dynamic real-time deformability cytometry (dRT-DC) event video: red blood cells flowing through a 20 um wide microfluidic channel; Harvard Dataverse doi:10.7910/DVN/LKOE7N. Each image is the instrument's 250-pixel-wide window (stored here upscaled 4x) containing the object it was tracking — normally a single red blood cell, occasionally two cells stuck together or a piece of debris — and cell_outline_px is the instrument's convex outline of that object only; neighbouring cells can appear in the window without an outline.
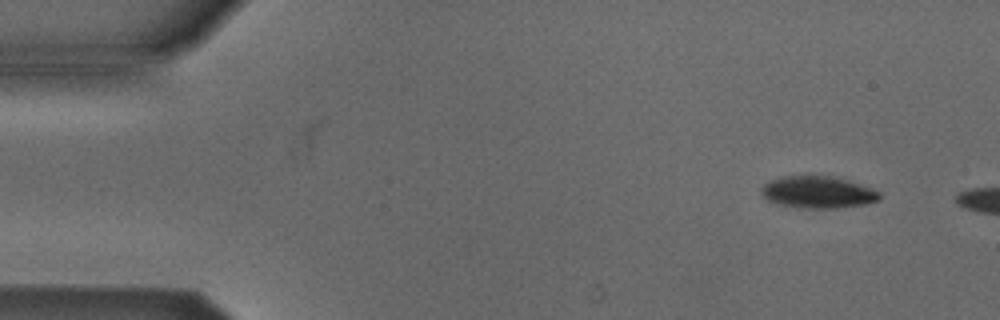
{"species": "Egyptian fruit bat (a non-hibernating species)", "species_latin": "Rousettus aegyptiacus", "temperature_condition": "cold", "stored_images_in_passage": 3, "camera_frame_rate_fps": 3000, "um_per_image_px": 0.085, "animal": {"sex": "male"}, "frame": {"image": 1, "passage_image": 1, "time_ms": 0.0, "image_size_px": [1000, 320], "cell_outline_px": [[880, 200], [864, 204], [840, 208], [800, 208], [776, 204], [768, 200], [760, 192], [760, 188], [768, 180], [784, 176], [832, 176], [848, 180], [872, 188], [880, 192]], "centroid_in_image_um": [69.5, 16.34], "position_along_channel_um": 15.5, "area_um2": 22.2}}